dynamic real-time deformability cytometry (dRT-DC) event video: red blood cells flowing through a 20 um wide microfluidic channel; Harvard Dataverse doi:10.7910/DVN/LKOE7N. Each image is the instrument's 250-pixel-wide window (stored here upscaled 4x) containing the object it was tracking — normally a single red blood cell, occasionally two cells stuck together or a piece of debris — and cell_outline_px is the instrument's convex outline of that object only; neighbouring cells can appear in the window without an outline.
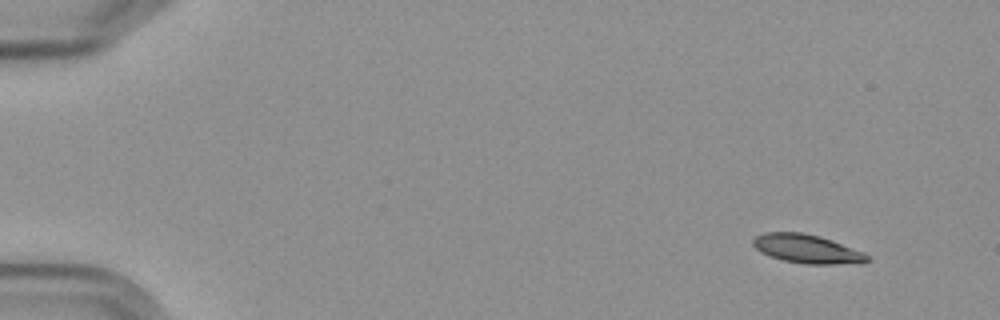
{"species": "Egyptian fruit bat (a non-hibernating species)", "species_latin": "Rousettus aegyptiacus", "temperature_condition": "cold", "stored_images_in_passage": 5, "camera_frame_rate_fps": 3000, "um_per_image_px": 0.085, "frame": {"image": 1, "passage_image": 1, "time_ms": 0.0, "image_size_px": [1000, 320], "cell_outline_px": [[872, 260], [860, 264], [804, 264], [784, 260], [760, 252], [752, 244], [752, 240], [756, 236], [764, 232], [800, 232], [820, 236], [832, 240], [864, 252]], "centroid_in_image_um": [68.64, 21.16], "position_along_channel_um": 16.4, "area_um2": 19.25}}
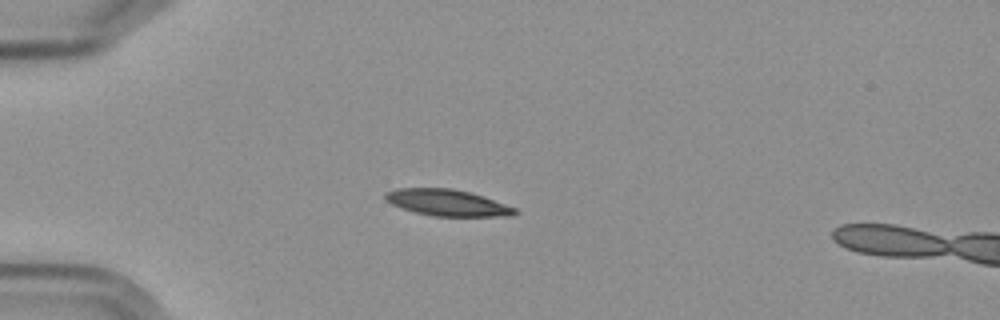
{"frame": {"image": 2, "passage_image": 4, "time_ms": 3.667, "image_size_px": [1000, 320], "cell_outline_px": [[520, 212], [512, 216], [432, 216], [416, 212], [392, 204], [384, 200], [384, 192], [396, 188], [452, 188], [484, 196], [516, 208]], "centroid_in_image_um": [38.03, 17.22], "position_along_channel_um": 47.0, "area_um2": 20.0}}